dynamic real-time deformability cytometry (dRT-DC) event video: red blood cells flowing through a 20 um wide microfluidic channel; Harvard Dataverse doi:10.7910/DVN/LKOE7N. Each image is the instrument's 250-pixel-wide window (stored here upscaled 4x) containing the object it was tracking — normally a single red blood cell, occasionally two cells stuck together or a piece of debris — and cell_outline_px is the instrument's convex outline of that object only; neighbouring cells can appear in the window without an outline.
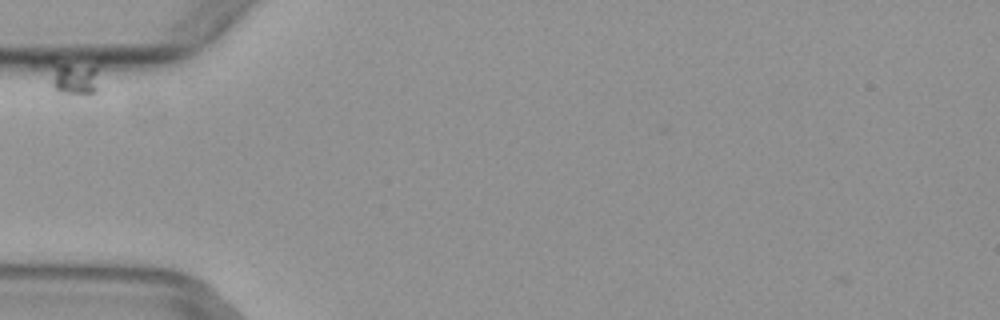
{"species": "common noctule bat (a hibernating species)", "species_latin": "Nyctalus noctula", "temperature_condition": "warm", "stored_images_in_passage": 2, "camera_frame_rate_fps": 3000, "um_per_image_px": 0.085, "animal": {"sex": "female", "body_mass_g": 29.2, "forearm_length_mm": 56.3}, "frame": {"image": 1, "passage_image": 1, "time_ms": 0.0, "image_size_px": [1000, 320], "cell_outline_px": [[104, 64], [100, 88], [96, 92], [88, 96], [56, 92], [28, 64], [32, 60], [48, 56], [52, 56], [100, 60]], "centroid_in_image_um": [5.96, 6.3], "position_along_channel_um": 79.0, "area_um2": 15.72}}